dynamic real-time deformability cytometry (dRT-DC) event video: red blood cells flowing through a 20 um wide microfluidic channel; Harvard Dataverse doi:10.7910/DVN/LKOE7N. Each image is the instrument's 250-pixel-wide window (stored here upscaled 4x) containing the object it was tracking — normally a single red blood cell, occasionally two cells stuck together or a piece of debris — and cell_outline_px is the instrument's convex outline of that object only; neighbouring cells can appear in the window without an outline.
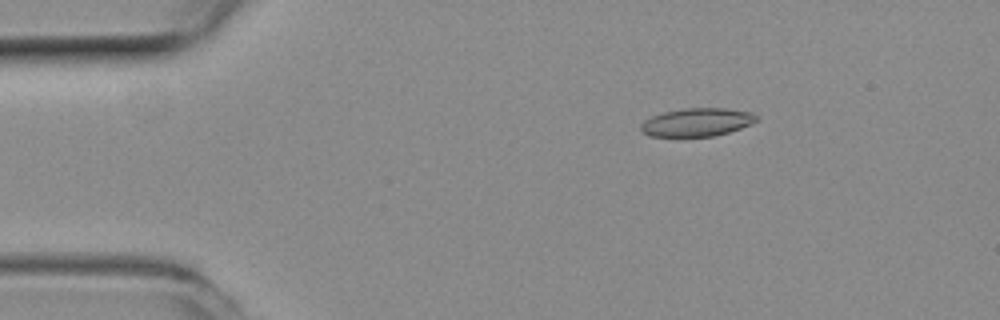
{"species": "common noctule bat (a hibernating species)", "species_latin": "Nyctalus noctula", "temperature_condition": "room temperature", "stored_images_in_passage": 51, "camera_frame_rate_fps": 3000, "um_per_image_px": 0.085, "animal": {"sex": "female", "body_mass_g": 19.3, "forearm_length_mm": 54.1}, "frame": {"image": 1, "passage_image": 7, "time_ms": 2.0, "image_size_px": [1000, 320], "cell_outline_px": [[760, 116], [756, 120], [740, 128], [728, 132], [712, 136], [652, 136], [644, 132], [640, 128], [640, 124], [644, 120], [652, 116], [664, 112], [684, 108], [728, 108], [752, 112]], "centroid_in_image_um": [59.25, 10.37], "position_along_channel_um": 25.8, "area_um2": 18.84}}
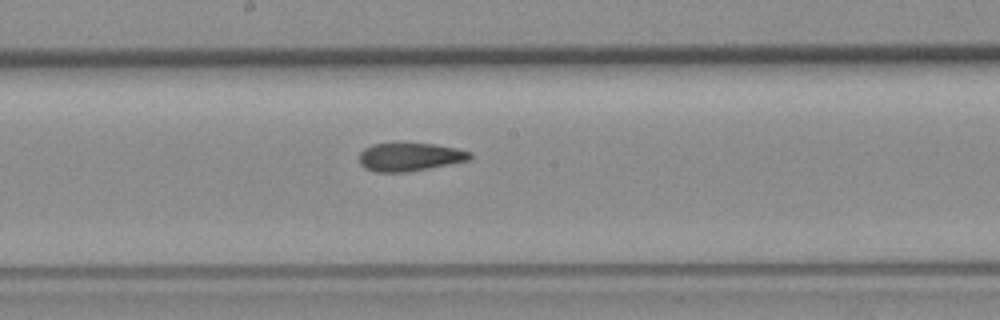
{"frame": {"image": 2, "passage_image": 26, "time_ms": 8.333, "image_size_px": [1000, 320], "cell_outline_px": [[472, 156], [468, 160], [428, 168], [404, 172], [376, 172], [364, 168], [360, 164], [360, 152], [364, 148], [372, 144], [404, 140], [436, 144], [456, 148], [472, 152]], "centroid_in_image_um": [34.79, 13.28], "position_along_channel_um": 213.4, "area_um2": 18.9}}
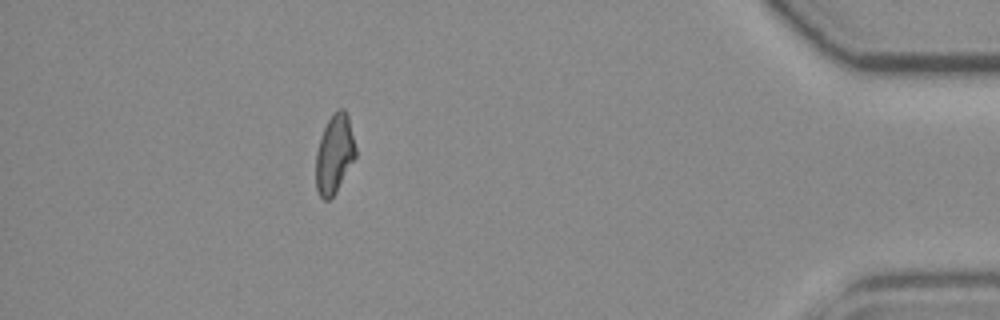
{"frame": {"image": 3, "passage_image": 45, "time_ms": 14.667, "image_size_px": [1000, 320], "cell_outline_px": [[356, 156], [336, 192], [328, 200], [324, 200], [320, 196], [316, 188], [316, 152], [324, 128], [332, 112], [336, 108], [344, 108], [348, 116], [356, 148]], "centroid_in_image_um": [28.43, 13.07], "position_along_channel_um": 406.8, "area_um2": 18.21}, "authors_computed_cell_mechanics": {"area_um2": 18.9006, "velocity_mm_per_s": 3.948, "shape_relaxation_time_tau1_ms": null, "shape_relaxation_time_tau2_ms": 2.9833, "deformation_change_tau1": null, "deformation_change_tau2": 0.1003}}